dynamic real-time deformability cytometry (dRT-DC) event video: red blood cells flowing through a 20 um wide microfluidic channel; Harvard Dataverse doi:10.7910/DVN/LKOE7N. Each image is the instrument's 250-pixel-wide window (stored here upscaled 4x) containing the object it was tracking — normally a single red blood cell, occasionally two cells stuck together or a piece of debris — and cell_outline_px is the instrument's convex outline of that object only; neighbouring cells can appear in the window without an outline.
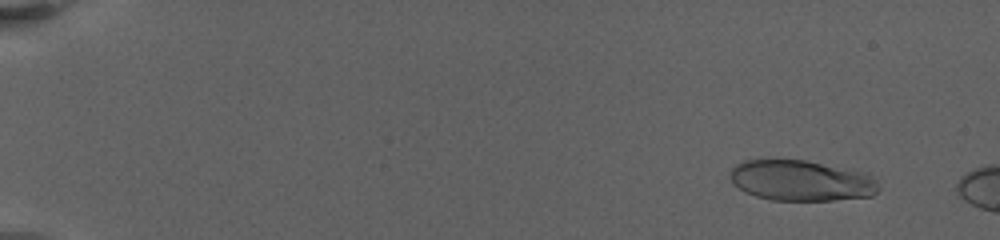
{"species": "human", "species_latin": "Homo sapiens", "temperature_condition": "warm", "stored_images_in_passage": 10, "camera_frame_rate_fps": 3000, "um_per_image_px": 0.085, "donor": {"sex": "female"}, "frame": {"image": 1, "passage_image": 4, "time_ms": 2.0, "image_size_px": [1000, 240], "cell_outline_px": [[880, 188], [872, 196], [832, 200], [772, 200], [756, 196], [744, 192], [732, 184], [728, 176], [732, 168], [736, 164], [744, 160], [804, 160], [868, 172], [876, 180]], "centroid_in_image_um": [68.1, 15.35], "position_along_channel_um": 16.9, "area_um2": 35.49}}